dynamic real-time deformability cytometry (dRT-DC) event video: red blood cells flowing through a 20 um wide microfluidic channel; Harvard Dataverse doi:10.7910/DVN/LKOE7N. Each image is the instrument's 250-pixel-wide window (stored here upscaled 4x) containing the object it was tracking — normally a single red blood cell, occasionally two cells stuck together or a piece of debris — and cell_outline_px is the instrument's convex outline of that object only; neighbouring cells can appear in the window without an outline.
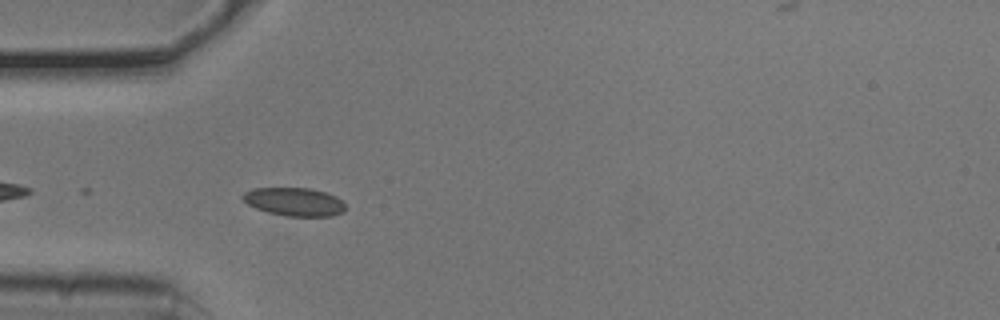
{"species": "common noctule bat (a hibernating species)", "species_latin": "Nyctalus noctula", "temperature_condition": "cold", "stored_images_in_passage": 15, "camera_frame_rate_fps": 3000, "um_per_image_px": 0.085, "animal": {"sex": "male", "body_mass_g": 20.5, "forearm_length_mm": 52.5}, "frame": {"image": 1, "passage_image": 4, "time_ms": 1.0, "image_size_px": [1000, 320], "cell_outline_px": [[348, 208], [344, 212], [332, 216], [288, 216], [268, 212], [256, 208], [248, 204], [240, 196], [244, 192], [252, 188], [308, 188], [324, 192], [336, 196]], "centroid_in_image_um": [25.03, 17.15], "position_along_channel_um": 60.0, "area_um2": 16.94}}
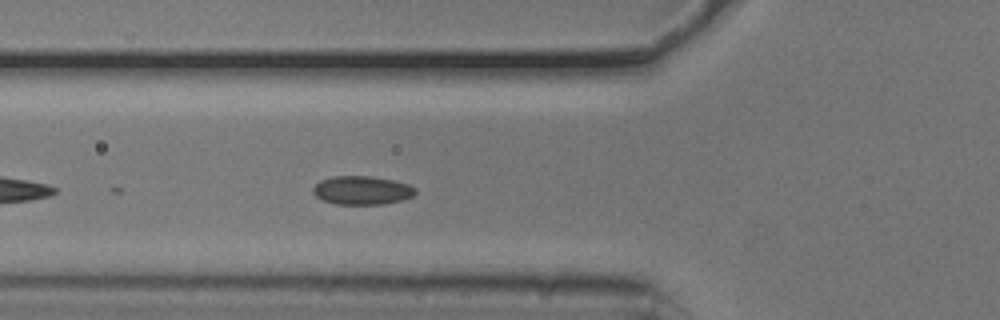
{"frame": {"image": 2, "passage_image": 7, "time_ms": 2.0, "image_size_px": [1000, 320], "cell_outline_px": [[416, 192], [412, 196], [400, 200], [384, 204], [336, 204], [324, 200], [316, 196], [312, 192], [312, 188], [320, 180], [332, 176], [372, 176], [392, 180], [408, 184], [416, 188]], "centroid_in_image_um": [30.75, 16.17], "position_along_channel_um": 95.0, "area_um2": 16.99}}